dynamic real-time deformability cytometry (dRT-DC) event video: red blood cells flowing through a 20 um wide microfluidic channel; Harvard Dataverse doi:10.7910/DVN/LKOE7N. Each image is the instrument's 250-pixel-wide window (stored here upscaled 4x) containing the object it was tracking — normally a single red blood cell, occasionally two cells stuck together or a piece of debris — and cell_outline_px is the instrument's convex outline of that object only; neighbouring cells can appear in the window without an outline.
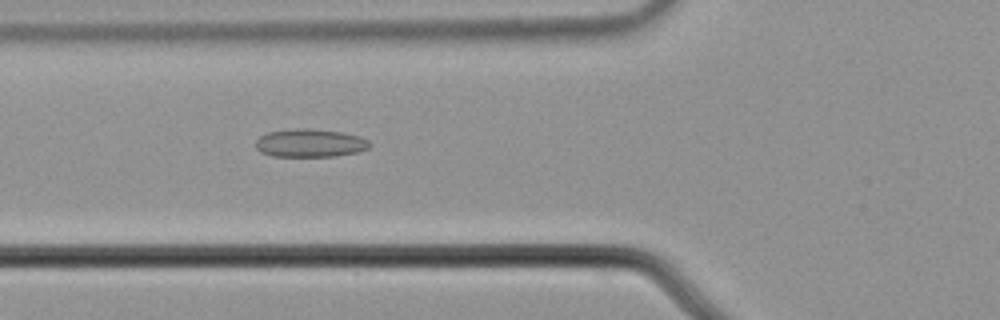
{"species": "common noctule bat (a hibernating species)", "species_latin": "Nyctalus noctula", "temperature_condition": "cold", "stored_images_in_passage": 55, "camera_frame_rate_fps": 3000, "um_per_image_px": 0.085, "animal": {"sex": "male", "body_mass_g": 21.5, "forearm_length_mm": 52.0}, "frame": {"image": 1, "passage_image": 21, "time_ms": 6.667, "image_size_px": [1000, 320], "cell_outline_px": [[372, 144], [368, 148], [356, 152], [336, 156], [272, 156], [260, 152], [256, 148], [256, 140], [260, 136], [268, 132], [292, 128], [312, 128], [340, 132], [360, 136], [368, 140]], "centroid_in_image_um": [26.34, 12.15], "position_along_channel_um": 99.5, "area_um2": 18.79}}
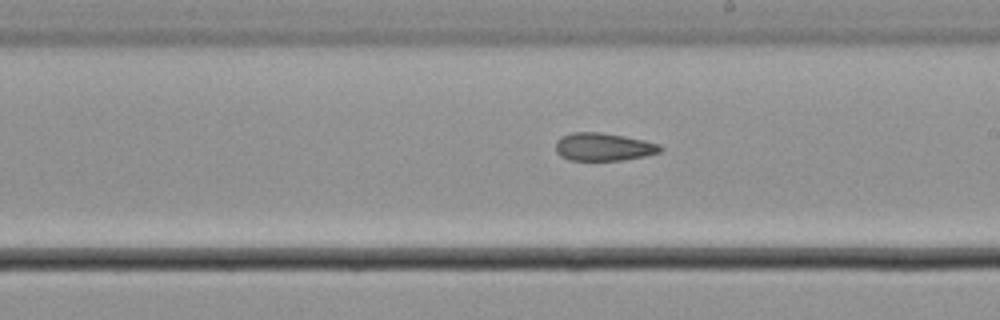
{"frame": {"image": 2, "passage_image": 32, "time_ms": 10.333, "image_size_px": [1000, 320], "cell_outline_px": [[664, 148], [660, 152], [644, 156], [624, 160], [568, 160], [560, 156], [556, 152], [556, 140], [560, 136], [572, 132], [600, 132], [624, 136], [644, 140], [660, 144]], "centroid_in_image_um": [51.28, 12.48], "position_along_channel_um": 237.7, "area_um2": 17.17}}
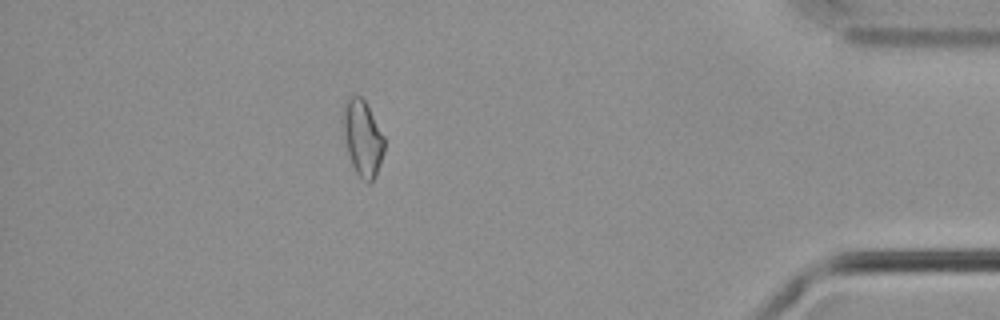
{"frame": {"image": 3, "passage_image": 49, "time_ms": 16.0, "image_size_px": [1000, 320], "cell_outline_px": [[384, 152], [376, 176], [372, 184], [368, 184], [360, 180], [352, 164], [348, 152], [344, 136], [344, 100], [352, 96], [360, 96], [364, 100], [384, 136]], "centroid_in_image_um": [30.84, 11.81], "position_along_channel_um": 404.4, "area_um2": 18.09}, "authors_computed_cell_mechanics": {"area_um2": 18.1492, "velocity_mm_per_s": 3.7628, "shape_relaxation_time_tau1_ms": 8.9651, "shape_relaxation_time_tau2_ms": 3.3676, "deformation_change_tau1": 0.1316, "deformation_change_tau2": 0.1124}}